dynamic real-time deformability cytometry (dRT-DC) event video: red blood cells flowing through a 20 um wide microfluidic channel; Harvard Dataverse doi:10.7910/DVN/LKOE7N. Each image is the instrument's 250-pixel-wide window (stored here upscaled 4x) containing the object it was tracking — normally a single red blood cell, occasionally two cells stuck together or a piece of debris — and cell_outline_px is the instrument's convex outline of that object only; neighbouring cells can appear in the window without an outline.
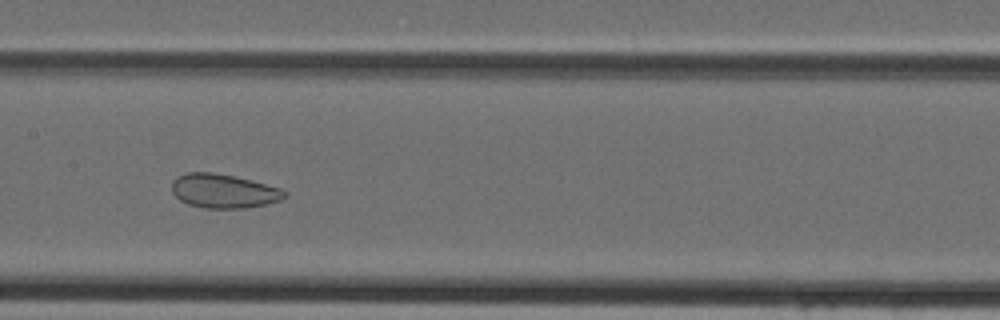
{"species": "Egyptian fruit bat (a non-hibernating species)", "species_latin": "Rousettus aegyptiacus", "temperature_condition": "cold", "stored_images_in_passage": 39, "camera_frame_rate_fps": 3000, "um_per_image_px": 0.085, "animal": {"sex": "female"}, "frame": {"image": 1, "passage_image": 15, "time_ms": 4.667, "image_size_px": [1000, 320], "cell_outline_px": [[288, 196], [280, 200], [268, 204], [244, 208], [204, 208], [188, 204], [180, 200], [172, 192], [172, 180], [176, 176], [188, 172], [212, 172], [236, 176], [252, 180], [280, 188], [288, 192]], "centroid_in_image_um": [19.02, 16.23], "position_along_channel_um": 188.4, "area_um2": 22.6}}
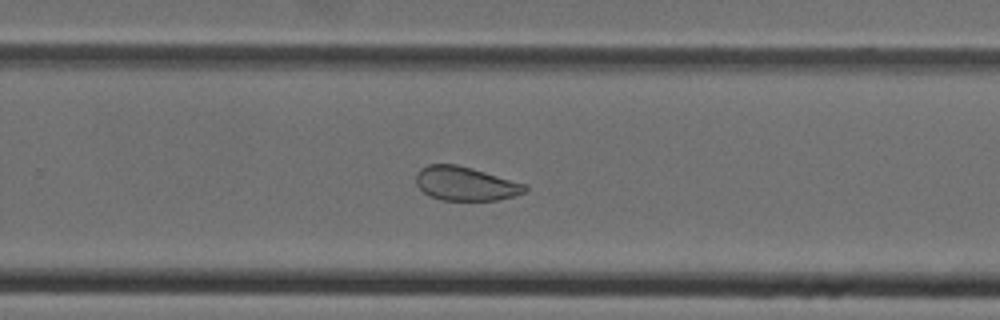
{"frame": {"image": 2, "passage_image": 22, "time_ms": 7.0, "image_size_px": [1000, 320], "cell_outline_px": [[528, 188], [524, 192], [516, 196], [496, 200], [440, 200], [428, 196], [416, 184], [416, 172], [420, 168], [428, 164], [456, 164], [472, 168], [528, 184]], "centroid_in_image_um": [39.57, 15.61], "position_along_channel_um": 290.2, "area_um2": 21.79}}
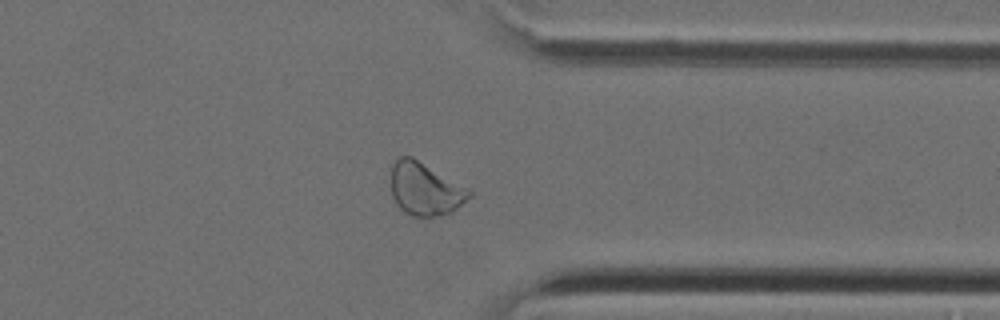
{"frame": {"image": 3, "passage_image": 28, "time_ms": 9.0, "image_size_px": [1000, 320], "cell_outline_px": [[472, 196], [452, 212], [440, 216], [412, 216], [404, 212], [396, 204], [392, 196], [392, 164], [400, 156], [412, 156], [468, 188], [472, 192]], "centroid_in_image_um": [36.14, 16.07], "position_along_channel_um": 375.3, "area_um2": 24.04}}